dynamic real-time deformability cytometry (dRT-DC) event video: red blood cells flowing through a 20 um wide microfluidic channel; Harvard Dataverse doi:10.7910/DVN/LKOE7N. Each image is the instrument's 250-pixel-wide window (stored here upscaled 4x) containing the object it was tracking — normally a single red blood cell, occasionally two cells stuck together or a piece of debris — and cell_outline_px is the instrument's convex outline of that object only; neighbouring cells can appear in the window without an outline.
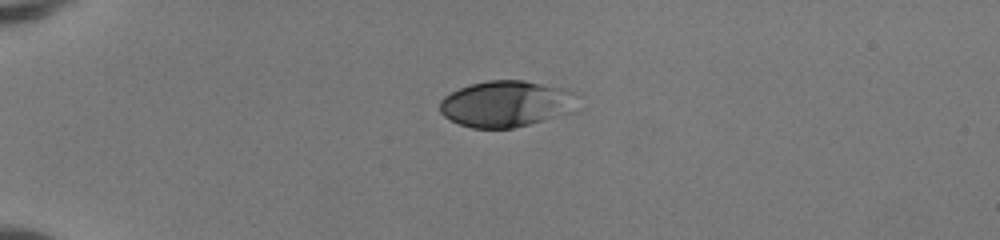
{"species": "human", "species_latin": "Homo sapiens", "temperature_condition": "room temperature", "stored_images_in_passage": 38, "camera_frame_rate_fps": 3000, "um_per_image_px": 0.085, "donor": {"sex": "female"}, "frame": {"image": 1, "passage_image": 1, "time_ms": 0.0, "image_size_px": [1000, 240], "cell_outline_px": [[576, 112], [512, 128], [472, 128], [460, 124], [444, 116], [440, 112], [440, 100], [444, 96], [460, 88], [472, 84], [488, 80], [524, 80], [572, 92]], "centroid_in_image_um": [42.98, 8.84], "position_along_channel_um": 42.0, "area_um2": 36.59}}
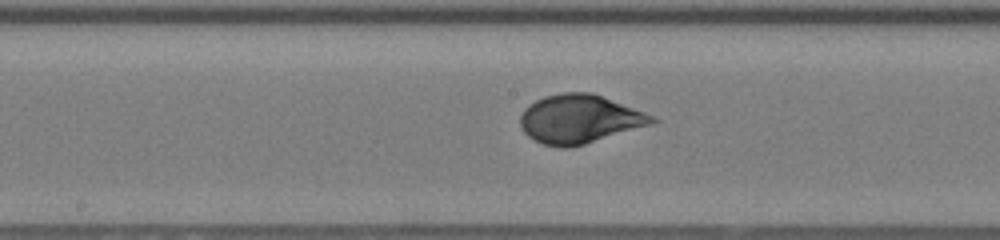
{"frame": {"image": 2, "passage_image": 16, "time_ms": 5.0, "image_size_px": [1000, 240], "cell_outline_px": [[660, 120], [652, 124], [584, 144], [568, 148], [560, 148], [544, 144], [528, 136], [524, 132], [520, 124], [520, 116], [524, 108], [528, 104], [544, 96], [560, 92], [592, 92], [644, 112]], "centroid_in_image_um": [49.23, 10.11], "position_along_channel_um": 199.0, "area_um2": 37.22}}
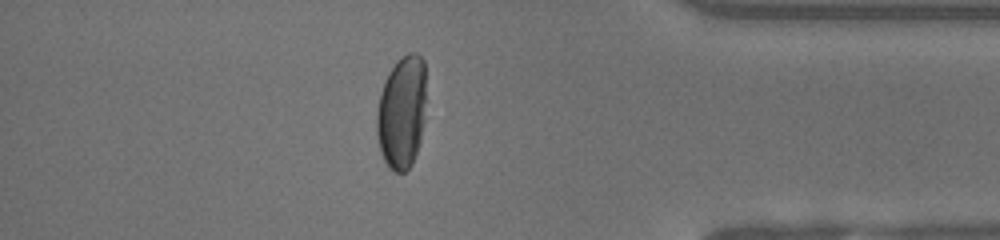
{"frame": {"image": 3, "passage_image": 32, "time_ms": 10.333, "image_size_px": [1000, 240], "cell_outline_px": [[424, 120], [420, 140], [412, 164], [404, 172], [396, 172], [388, 168], [384, 160], [380, 148], [376, 132], [376, 112], [380, 92], [388, 72], [408, 52], [416, 52], [424, 60]], "centroid_in_image_um": [34.13, 9.56], "position_along_channel_um": 401.1, "area_um2": 32.37}, "authors_computed_cell_mechanics": {"area_um2": 35.9516, "velocity_mm_per_s": 4.1669, "shape_relaxation_time_tau1_ms": 3.9058, "shape_relaxation_time_tau2_ms": null, "deformation_change_tau1": 0.2036, "deformation_change_tau2": null}}